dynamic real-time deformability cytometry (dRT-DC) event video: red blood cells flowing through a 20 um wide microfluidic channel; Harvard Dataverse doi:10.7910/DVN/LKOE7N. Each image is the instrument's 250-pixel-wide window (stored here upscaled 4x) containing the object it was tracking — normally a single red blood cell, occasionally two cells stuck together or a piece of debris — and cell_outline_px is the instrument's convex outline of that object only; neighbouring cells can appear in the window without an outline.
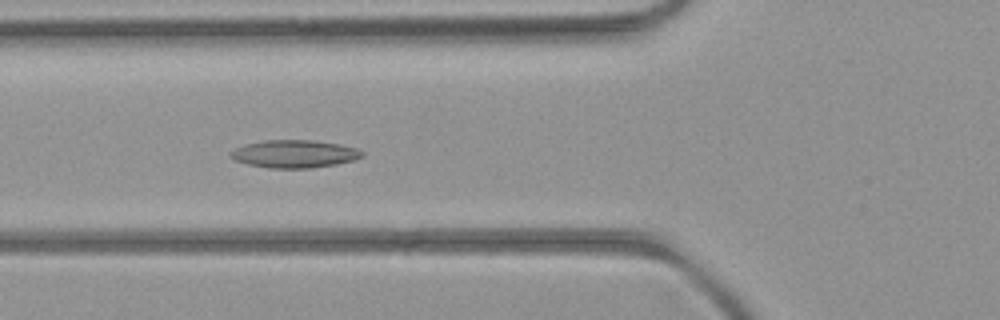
{"species": "common noctule bat (a hibernating species)", "species_latin": "Nyctalus noctula", "temperature_condition": "room temperature", "stored_images_in_passage": 38, "camera_frame_rate_fps": 3000, "um_per_image_px": 0.085, "animal": {"sex": "female", "body_mass_g": 21.9}, "frame": {"image": 1, "passage_image": 13, "time_ms": 4.0, "image_size_px": [1000, 320], "cell_outline_px": [[364, 156], [356, 160], [336, 164], [312, 168], [268, 168], [248, 164], [236, 160], [228, 156], [228, 152], [244, 144], [264, 140], [312, 140], [340, 144], [356, 148], [364, 152]], "centroid_in_image_um": [25.03, 13.08], "position_along_channel_um": 100.8, "area_um2": 21.44}}
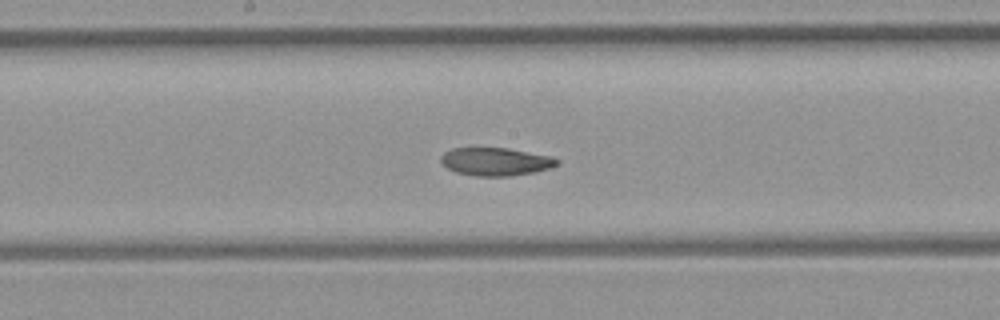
{"frame": {"image": 2, "passage_image": 21, "time_ms": 6.667, "image_size_px": [1000, 320], "cell_outline_px": [[560, 164], [536, 172], [512, 176], [476, 176], [456, 172], [448, 168], [440, 160], [440, 156], [444, 152], [452, 148], [508, 148], [552, 156], [560, 160]], "centroid_in_image_um": [42.16, 13.74], "position_along_channel_um": 206.0, "area_um2": 19.07}}
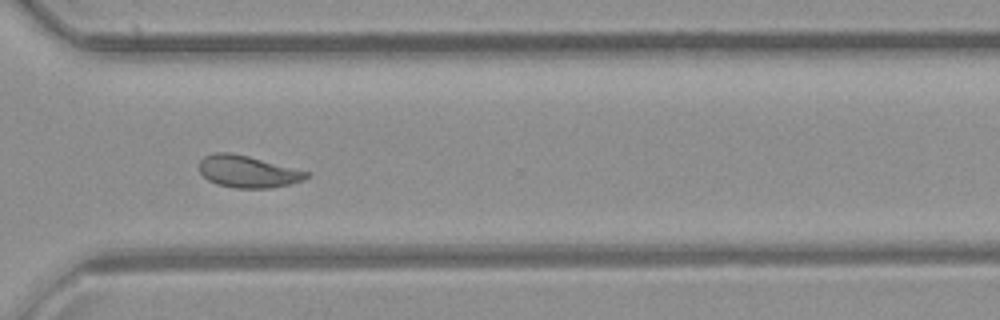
{"frame": {"image": 3, "passage_image": 32, "time_ms": 10.333, "image_size_px": [1000, 320], "cell_outline_px": [[308, 176], [292, 184], [268, 188], [236, 188], [216, 184], [208, 180], [200, 172], [200, 160], [204, 156], [216, 152], [228, 152], [248, 156], [308, 172]], "centroid_in_image_um": [21.01, 14.59], "position_along_channel_um": 349.6, "area_um2": 19.65}, "authors_computed_cell_mechanics": {"area_um2": 19.652, "velocity_mm_per_s": 3.9278, "shape_relaxation_time_tau1_ms": null, "shape_relaxation_time_tau2_ms": 4.3408, "deformation_change_tau1": null, "deformation_change_tau2": 0.1002}}